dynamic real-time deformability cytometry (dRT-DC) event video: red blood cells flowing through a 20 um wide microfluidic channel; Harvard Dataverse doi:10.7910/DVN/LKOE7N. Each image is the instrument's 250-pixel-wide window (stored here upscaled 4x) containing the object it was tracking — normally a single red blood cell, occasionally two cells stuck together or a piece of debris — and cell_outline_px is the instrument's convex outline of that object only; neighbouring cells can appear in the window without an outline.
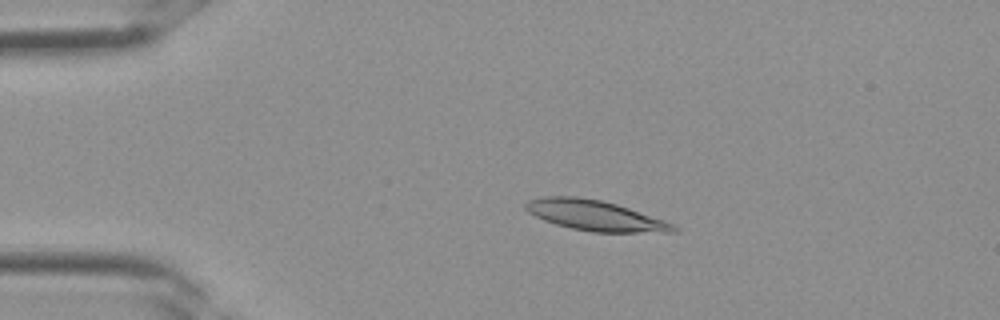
{"species": "Egyptian fruit bat (a non-hibernating species)", "species_latin": "Rousettus aegyptiacus", "temperature_condition": "room temperature", "stored_images_in_passage": 3, "camera_frame_rate_fps": 3000, "um_per_image_px": 0.085, "frame": {"image": 1, "passage_image": 2, "time_ms": 0.333, "image_size_px": [1000, 320], "cell_outline_px": [[680, 228], [676, 232], [592, 232], [572, 228], [556, 224], [544, 220], [528, 212], [524, 208], [524, 204], [528, 200], [544, 196], [576, 196], [600, 200], [616, 204], [664, 220]], "centroid_in_image_um": [50.56, 18.31], "position_along_channel_um": 34.4, "area_um2": 25.95}}